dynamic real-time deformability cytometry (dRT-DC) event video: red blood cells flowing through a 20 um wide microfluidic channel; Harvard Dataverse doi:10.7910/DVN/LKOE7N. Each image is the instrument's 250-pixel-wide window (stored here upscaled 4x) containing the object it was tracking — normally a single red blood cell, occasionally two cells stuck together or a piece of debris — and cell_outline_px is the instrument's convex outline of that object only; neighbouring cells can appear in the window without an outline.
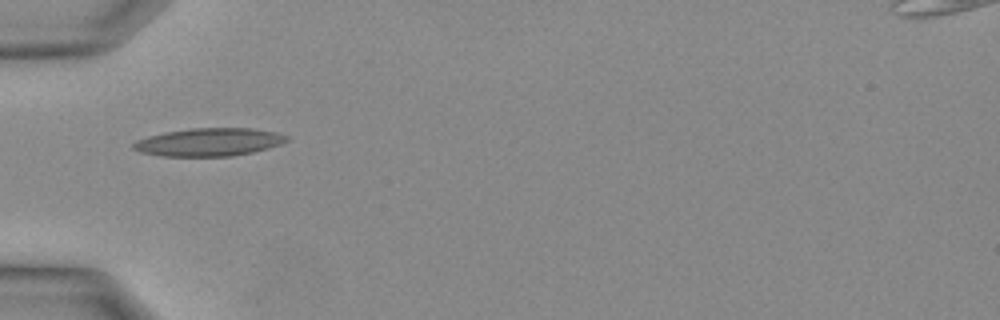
{"species": "Egyptian fruit bat (a non-hibernating species)", "species_latin": "Rousettus aegyptiacus", "temperature_condition": "warm", "stored_images_in_passage": 22, "camera_frame_rate_fps": 3000, "um_per_image_px": 0.085, "animal": {"sex": "female"}, "frame": {"image": 1, "passage_image": 1, "time_ms": 0.0, "image_size_px": [1000, 320], "cell_outline_px": [[288, 140], [280, 144], [268, 148], [252, 152], [232, 156], [160, 156], [140, 152], [132, 148], [132, 144], [136, 140], [148, 136], [164, 132], [192, 128], [252, 128], [276, 132], [288, 136]], "centroid_in_image_um": [17.74, 12.07], "position_along_channel_um": 67.3, "area_um2": 25.03}}
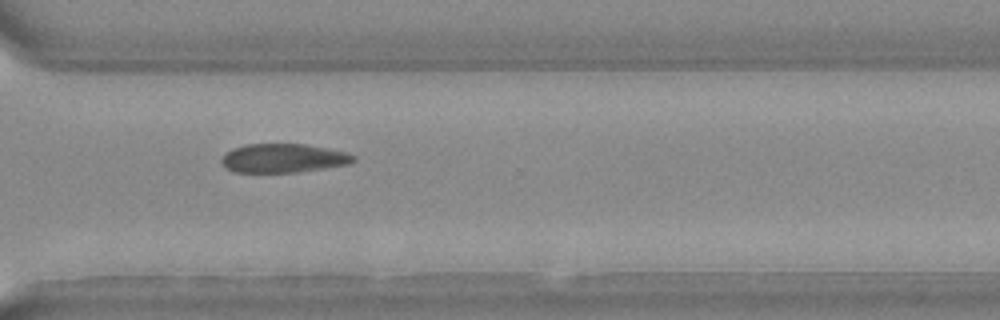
{"frame": {"image": 2, "passage_image": 15, "time_ms": 4.667, "image_size_px": [1000, 320], "cell_outline_px": [[356, 160], [348, 164], [324, 168], [296, 172], [232, 172], [224, 168], [220, 160], [232, 148], [248, 144], [304, 144], [344, 152], [356, 156]], "centroid_in_image_um": [24.04, 13.45], "position_along_channel_um": 346.6, "area_um2": 22.02}}